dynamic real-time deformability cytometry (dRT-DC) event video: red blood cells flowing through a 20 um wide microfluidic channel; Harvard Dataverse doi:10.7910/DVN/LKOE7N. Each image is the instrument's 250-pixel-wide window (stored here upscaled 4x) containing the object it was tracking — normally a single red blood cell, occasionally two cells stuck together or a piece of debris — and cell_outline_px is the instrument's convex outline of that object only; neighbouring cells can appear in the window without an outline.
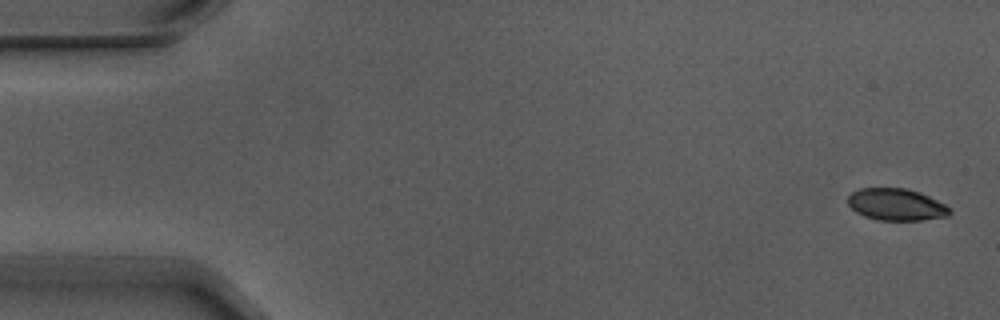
{"species": "Egyptian fruit bat (a non-hibernating species)", "species_latin": "Rousettus aegyptiacus", "temperature_condition": "warm", "stored_images_in_passage": 6, "camera_frame_rate_fps": 3000, "um_per_image_px": 0.085, "animal": {"sex": "male"}, "frame": {"image": 1, "passage_image": 1, "time_ms": 0.0, "image_size_px": [1000, 320], "cell_outline_px": [[952, 212], [948, 216], [920, 220], [876, 220], [864, 216], [856, 212], [848, 204], [848, 196], [852, 192], [860, 188], [908, 188], [920, 192], [944, 204]], "centroid_in_image_um": [76.16, 17.38], "position_along_channel_um": 8.8, "area_um2": 18.9}}